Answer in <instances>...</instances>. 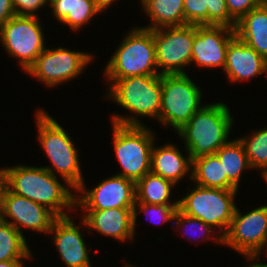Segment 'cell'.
<instances>
[{"label": "cell", "instance_id": "6da1fadb", "mask_svg": "<svg viewBox=\"0 0 267 267\" xmlns=\"http://www.w3.org/2000/svg\"><path fill=\"white\" fill-rule=\"evenodd\" d=\"M0 175L12 193L47 207L57 217L70 216L68 211L74 208L77 211L75 189L42 166H5Z\"/></svg>", "mask_w": 267, "mask_h": 267}, {"label": "cell", "instance_id": "7a4b0ae2", "mask_svg": "<svg viewBox=\"0 0 267 267\" xmlns=\"http://www.w3.org/2000/svg\"><path fill=\"white\" fill-rule=\"evenodd\" d=\"M106 98L130 113H113L111 123L126 126H144L139 117H150L159 122L162 97V75H143L116 80L106 92Z\"/></svg>", "mask_w": 267, "mask_h": 267}, {"label": "cell", "instance_id": "3957f363", "mask_svg": "<svg viewBox=\"0 0 267 267\" xmlns=\"http://www.w3.org/2000/svg\"><path fill=\"white\" fill-rule=\"evenodd\" d=\"M230 111L224 102L204 104L177 131L192 160L199 156L215 154L229 141L235 120Z\"/></svg>", "mask_w": 267, "mask_h": 267}, {"label": "cell", "instance_id": "277c9868", "mask_svg": "<svg viewBox=\"0 0 267 267\" xmlns=\"http://www.w3.org/2000/svg\"><path fill=\"white\" fill-rule=\"evenodd\" d=\"M36 111L37 139L52 164L43 167L55 176L59 174L62 181L71 185L76 191L84 183L78 148L63 126L47 111L43 108H38Z\"/></svg>", "mask_w": 267, "mask_h": 267}, {"label": "cell", "instance_id": "5b68a950", "mask_svg": "<svg viewBox=\"0 0 267 267\" xmlns=\"http://www.w3.org/2000/svg\"><path fill=\"white\" fill-rule=\"evenodd\" d=\"M126 34L105 65L108 87L122 78L159 75L153 30L136 26Z\"/></svg>", "mask_w": 267, "mask_h": 267}, {"label": "cell", "instance_id": "8992f818", "mask_svg": "<svg viewBox=\"0 0 267 267\" xmlns=\"http://www.w3.org/2000/svg\"><path fill=\"white\" fill-rule=\"evenodd\" d=\"M113 149L122 168L115 175L137 183L151 171V151L155 143L153 130L144 126H126L112 123Z\"/></svg>", "mask_w": 267, "mask_h": 267}, {"label": "cell", "instance_id": "52a82bcc", "mask_svg": "<svg viewBox=\"0 0 267 267\" xmlns=\"http://www.w3.org/2000/svg\"><path fill=\"white\" fill-rule=\"evenodd\" d=\"M202 90L184 74L162 75V97L159 122L179 131L204 105Z\"/></svg>", "mask_w": 267, "mask_h": 267}, {"label": "cell", "instance_id": "ba28073f", "mask_svg": "<svg viewBox=\"0 0 267 267\" xmlns=\"http://www.w3.org/2000/svg\"><path fill=\"white\" fill-rule=\"evenodd\" d=\"M193 186L190 193L178 199L179 209L186 215L211 225L214 229L218 228V234L224 236L233 219L238 190L207 188L196 184Z\"/></svg>", "mask_w": 267, "mask_h": 267}, {"label": "cell", "instance_id": "9c48e42d", "mask_svg": "<svg viewBox=\"0 0 267 267\" xmlns=\"http://www.w3.org/2000/svg\"><path fill=\"white\" fill-rule=\"evenodd\" d=\"M39 17L15 15L0 26V42L26 72L46 48Z\"/></svg>", "mask_w": 267, "mask_h": 267}, {"label": "cell", "instance_id": "30bf717a", "mask_svg": "<svg viewBox=\"0 0 267 267\" xmlns=\"http://www.w3.org/2000/svg\"><path fill=\"white\" fill-rule=\"evenodd\" d=\"M93 59V54L83 50L73 51L63 46L52 49L47 47L25 73L49 88L57 87L80 76Z\"/></svg>", "mask_w": 267, "mask_h": 267}, {"label": "cell", "instance_id": "8fae6325", "mask_svg": "<svg viewBox=\"0 0 267 267\" xmlns=\"http://www.w3.org/2000/svg\"><path fill=\"white\" fill-rule=\"evenodd\" d=\"M195 25L164 27L153 30L159 75L184 74L191 65Z\"/></svg>", "mask_w": 267, "mask_h": 267}, {"label": "cell", "instance_id": "7c38bea8", "mask_svg": "<svg viewBox=\"0 0 267 267\" xmlns=\"http://www.w3.org/2000/svg\"><path fill=\"white\" fill-rule=\"evenodd\" d=\"M224 245L244 257L267 251V205L245 214L236 206L230 227L223 236Z\"/></svg>", "mask_w": 267, "mask_h": 267}, {"label": "cell", "instance_id": "4fadbf2b", "mask_svg": "<svg viewBox=\"0 0 267 267\" xmlns=\"http://www.w3.org/2000/svg\"><path fill=\"white\" fill-rule=\"evenodd\" d=\"M83 183L77 190L76 209L105 210L113 208H134L136 183L125 177L112 175L106 177L91 189Z\"/></svg>", "mask_w": 267, "mask_h": 267}, {"label": "cell", "instance_id": "5bb4252c", "mask_svg": "<svg viewBox=\"0 0 267 267\" xmlns=\"http://www.w3.org/2000/svg\"><path fill=\"white\" fill-rule=\"evenodd\" d=\"M58 217L47 207L12 193L7 187L3 196V221L10 223L23 236L22 227L48 234Z\"/></svg>", "mask_w": 267, "mask_h": 267}, {"label": "cell", "instance_id": "9a60e30c", "mask_svg": "<svg viewBox=\"0 0 267 267\" xmlns=\"http://www.w3.org/2000/svg\"><path fill=\"white\" fill-rule=\"evenodd\" d=\"M235 29L227 26L195 25L191 65L224 70L226 51L235 37Z\"/></svg>", "mask_w": 267, "mask_h": 267}, {"label": "cell", "instance_id": "2e32d148", "mask_svg": "<svg viewBox=\"0 0 267 267\" xmlns=\"http://www.w3.org/2000/svg\"><path fill=\"white\" fill-rule=\"evenodd\" d=\"M72 216L58 217L49 231L52 242L58 250L61 262L67 267H91L89 253L91 252L84 240L86 223L81 219L84 226L75 224ZM83 228V229H82ZM82 229V230H81Z\"/></svg>", "mask_w": 267, "mask_h": 267}, {"label": "cell", "instance_id": "e0dca14e", "mask_svg": "<svg viewBox=\"0 0 267 267\" xmlns=\"http://www.w3.org/2000/svg\"><path fill=\"white\" fill-rule=\"evenodd\" d=\"M84 211V213H83ZM82 220L87 232L97 231L121 241L135 240L133 231V208H113L105 210H82Z\"/></svg>", "mask_w": 267, "mask_h": 267}, {"label": "cell", "instance_id": "ac0fdd59", "mask_svg": "<svg viewBox=\"0 0 267 267\" xmlns=\"http://www.w3.org/2000/svg\"><path fill=\"white\" fill-rule=\"evenodd\" d=\"M266 60L257 51L235 36L226 51L224 72L232 83L251 80L265 74Z\"/></svg>", "mask_w": 267, "mask_h": 267}, {"label": "cell", "instance_id": "d6986e66", "mask_svg": "<svg viewBox=\"0 0 267 267\" xmlns=\"http://www.w3.org/2000/svg\"><path fill=\"white\" fill-rule=\"evenodd\" d=\"M176 146L168 142L161 147L154 144L151 151V172L175 185L186 175H189L190 180L192 178V159L187 150L185 157Z\"/></svg>", "mask_w": 267, "mask_h": 267}, {"label": "cell", "instance_id": "ffe728a7", "mask_svg": "<svg viewBox=\"0 0 267 267\" xmlns=\"http://www.w3.org/2000/svg\"><path fill=\"white\" fill-rule=\"evenodd\" d=\"M185 21L190 25H214L235 28L225 0H184Z\"/></svg>", "mask_w": 267, "mask_h": 267}, {"label": "cell", "instance_id": "44dd1931", "mask_svg": "<svg viewBox=\"0 0 267 267\" xmlns=\"http://www.w3.org/2000/svg\"><path fill=\"white\" fill-rule=\"evenodd\" d=\"M234 29L238 38L267 60V10L262 4L242 16Z\"/></svg>", "mask_w": 267, "mask_h": 267}, {"label": "cell", "instance_id": "7402d4cb", "mask_svg": "<svg viewBox=\"0 0 267 267\" xmlns=\"http://www.w3.org/2000/svg\"><path fill=\"white\" fill-rule=\"evenodd\" d=\"M53 17L61 24L67 25L74 32L92 21L102 13L93 0H49Z\"/></svg>", "mask_w": 267, "mask_h": 267}, {"label": "cell", "instance_id": "603a6c76", "mask_svg": "<svg viewBox=\"0 0 267 267\" xmlns=\"http://www.w3.org/2000/svg\"><path fill=\"white\" fill-rule=\"evenodd\" d=\"M184 0H140L149 25L142 28L155 30L164 27H179L188 25L184 15Z\"/></svg>", "mask_w": 267, "mask_h": 267}, {"label": "cell", "instance_id": "cb8c5ba5", "mask_svg": "<svg viewBox=\"0 0 267 267\" xmlns=\"http://www.w3.org/2000/svg\"><path fill=\"white\" fill-rule=\"evenodd\" d=\"M191 180L202 187L238 190L224 174L223 165L216 154L203 155L192 160Z\"/></svg>", "mask_w": 267, "mask_h": 267}, {"label": "cell", "instance_id": "d4e9b609", "mask_svg": "<svg viewBox=\"0 0 267 267\" xmlns=\"http://www.w3.org/2000/svg\"><path fill=\"white\" fill-rule=\"evenodd\" d=\"M176 185L160 175L148 172L136 183V201L148 204H179V200L171 202L172 189Z\"/></svg>", "mask_w": 267, "mask_h": 267}, {"label": "cell", "instance_id": "484cf974", "mask_svg": "<svg viewBox=\"0 0 267 267\" xmlns=\"http://www.w3.org/2000/svg\"><path fill=\"white\" fill-rule=\"evenodd\" d=\"M224 168L227 178L239 188L245 169L251 170L243 144L239 139L229 140L218 151L215 152Z\"/></svg>", "mask_w": 267, "mask_h": 267}, {"label": "cell", "instance_id": "4316f807", "mask_svg": "<svg viewBox=\"0 0 267 267\" xmlns=\"http://www.w3.org/2000/svg\"><path fill=\"white\" fill-rule=\"evenodd\" d=\"M33 258L26 237L10 223L0 222V261Z\"/></svg>", "mask_w": 267, "mask_h": 267}, {"label": "cell", "instance_id": "83f0119b", "mask_svg": "<svg viewBox=\"0 0 267 267\" xmlns=\"http://www.w3.org/2000/svg\"><path fill=\"white\" fill-rule=\"evenodd\" d=\"M248 135V136H246ZM239 141L243 144L252 169L260 173L267 171V127L246 134Z\"/></svg>", "mask_w": 267, "mask_h": 267}, {"label": "cell", "instance_id": "f1b7e54d", "mask_svg": "<svg viewBox=\"0 0 267 267\" xmlns=\"http://www.w3.org/2000/svg\"><path fill=\"white\" fill-rule=\"evenodd\" d=\"M174 222L176 224L177 229H179L178 232H180V228L182 230V227H183V233H181V235L186 237V239H188V240H190V237L186 236V235H188L187 233L189 230L187 228L189 227V229L191 231V235H194V236L198 235V234L195 235L194 229L196 231L197 230L201 231V233L203 235L202 237H204V238H202L203 242H205V240L206 241L207 240H210V241L213 240V242H216V244H221V245L223 244V236L220 234H216L217 230H215L211 225L206 224L205 222H203L202 220H200L198 218H194V217H191L189 215H186L180 209H178L176 214H175ZM185 226H187V227H185ZM199 236H201V235H199ZM193 237L191 238V239H193V240H191V242L192 241L195 242L197 239H198L197 241L199 242L200 237H198L197 239H194Z\"/></svg>", "mask_w": 267, "mask_h": 267}, {"label": "cell", "instance_id": "f546056e", "mask_svg": "<svg viewBox=\"0 0 267 267\" xmlns=\"http://www.w3.org/2000/svg\"><path fill=\"white\" fill-rule=\"evenodd\" d=\"M178 209H179V204H158V205H154V204H148V203H143V202H135L134 208H133V231H134V235H136L135 234L136 233L135 229H136V225H137L136 220H137L138 212L145 213L146 215L148 214L147 215V219L149 217L150 218L152 217V219H154L155 221L156 220L157 221L160 220L158 222H160L159 224H162V223H166V222L167 223L168 222H172L173 223L174 218H175V214H176ZM155 221H154V223H157Z\"/></svg>", "mask_w": 267, "mask_h": 267}, {"label": "cell", "instance_id": "4dcf8cb0", "mask_svg": "<svg viewBox=\"0 0 267 267\" xmlns=\"http://www.w3.org/2000/svg\"><path fill=\"white\" fill-rule=\"evenodd\" d=\"M229 15L237 22L261 4V0H225Z\"/></svg>", "mask_w": 267, "mask_h": 267}, {"label": "cell", "instance_id": "1f68e13d", "mask_svg": "<svg viewBox=\"0 0 267 267\" xmlns=\"http://www.w3.org/2000/svg\"><path fill=\"white\" fill-rule=\"evenodd\" d=\"M16 15L38 17L37 12L49 6V0H12Z\"/></svg>", "mask_w": 267, "mask_h": 267}, {"label": "cell", "instance_id": "d6a6232c", "mask_svg": "<svg viewBox=\"0 0 267 267\" xmlns=\"http://www.w3.org/2000/svg\"><path fill=\"white\" fill-rule=\"evenodd\" d=\"M16 12L12 0H0V26L13 18Z\"/></svg>", "mask_w": 267, "mask_h": 267}, {"label": "cell", "instance_id": "836d02e7", "mask_svg": "<svg viewBox=\"0 0 267 267\" xmlns=\"http://www.w3.org/2000/svg\"><path fill=\"white\" fill-rule=\"evenodd\" d=\"M245 259H247L246 261L248 262V266L249 267H267V263L264 262L263 264L260 263L261 261V253H255V254H249L245 256ZM260 261H258V260ZM257 260V261H256ZM252 263V264H251Z\"/></svg>", "mask_w": 267, "mask_h": 267}, {"label": "cell", "instance_id": "e575fe53", "mask_svg": "<svg viewBox=\"0 0 267 267\" xmlns=\"http://www.w3.org/2000/svg\"><path fill=\"white\" fill-rule=\"evenodd\" d=\"M95 5L101 10V12L106 13L105 10L110 8L115 1L117 0H93ZM119 1V0H118Z\"/></svg>", "mask_w": 267, "mask_h": 267}, {"label": "cell", "instance_id": "d590c367", "mask_svg": "<svg viewBox=\"0 0 267 267\" xmlns=\"http://www.w3.org/2000/svg\"><path fill=\"white\" fill-rule=\"evenodd\" d=\"M5 188H6L5 181L3 177L0 175V222L3 221V196Z\"/></svg>", "mask_w": 267, "mask_h": 267}, {"label": "cell", "instance_id": "8d00e7d4", "mask_svg": "<svg viewBox=\"0 0 267 267\" xmlns=\"http://www.w3.org/2000/svg\"><path fill=\"white\" fill-rule=\"evenodd\" d=\"M24 260L0 261V267H24Z\"/></svg>", "mask_w": 267, "mask_h": 267}, {"label": "cell", "instance_id": "74e56055", "mask_svg": "<svg viewBox=\"0 0 267 267\" xmlns=\"http://www.w3.org/2000/svg\"><path fill=\"white\" fill-rule=\"evenodd\" d=\"M261 176L263 177L264 181L267 183V171L261 173Z\"/></svg>", "mask_w": 267, "mask_h": 267}, {"label": "cell", "instance_id": "f35d334b", "mask_svg": "<svg viewBox=\"0 0 267 267\" xmlns=\"http://www.w3.org/2000/svg\"><path fill=\"white\" fill-rule=\"evenodd\" d=\"M261 4L267 10V0H261Z\"/></svg>", "mask_w": 267, "mask_h": 267}, {"label": "cell", "instance_id": "ab89813d", "mask_svg": "<svg viewBox=\"0 0 267 267\" xmlns=\"http://www.w3.org/2000/svg\"><path fill=\"white\" fill-rule=\"evenodd\" d=\"M123 267H136L135 265L133 266L132 264L130 263H126Z\"/></svg>", "mask_w": 267, "mask_h": 267}, {"label": "cell", "instance_id": "60d3db41", "mask_svg": "<svg viewBox=\"0 0 267 267\" xmlns=\"http://www.w3.org/2000/svg\"><path fill=\"white\" fill-rule=\"evenodd\" d=\"M265 77L267 78V60H266V70H265Z\"/></svg>", "mask_w": 267, "mask_h": 267}]
</instances>
